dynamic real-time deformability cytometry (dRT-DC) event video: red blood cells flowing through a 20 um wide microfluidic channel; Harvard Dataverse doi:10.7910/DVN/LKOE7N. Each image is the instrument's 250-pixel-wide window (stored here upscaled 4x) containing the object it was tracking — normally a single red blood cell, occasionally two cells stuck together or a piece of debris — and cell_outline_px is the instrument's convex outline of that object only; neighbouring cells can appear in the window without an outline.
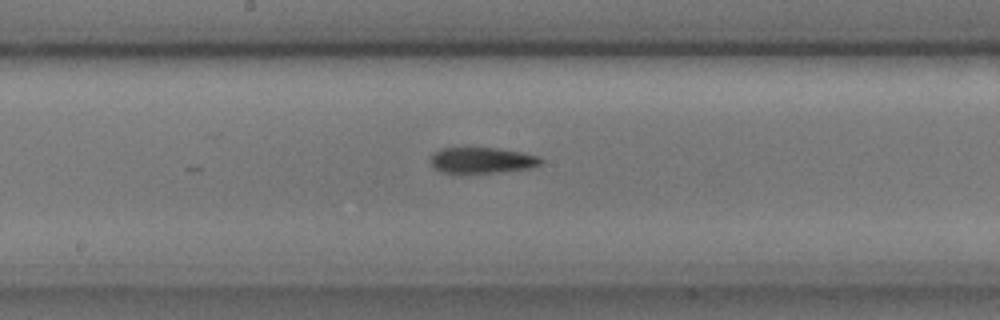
{"species": "common noctule bat (a hibernating species)", "species_latin": "Nyctalus noctula", "temperature_condition": "cold", "stored_images_in_passage": 20, "camera_frame_rate_fps": 3000, "um_per_image_px": 0.085, "animal": {"sex": "male", "body_mass_g": 17.9, "forearm_length_mm": 54.2}, "frame": {"image": 1, "passage_image": 20, "time_ms": 6.333, "image_size_px": [1000, 320], "cell_outline_px": [[544, 160], [540, 164], [532, 168], [496, 172], [452, 176], [440, 172], [432, 168], [432, 156], [436, 152], [444, 148], [496, 148], [520, 152], [540, 156]], "centroid_in_image_um": [40.94, 13.67], "position_along_channel_um": 207.3, "area_um2": 17.17}}